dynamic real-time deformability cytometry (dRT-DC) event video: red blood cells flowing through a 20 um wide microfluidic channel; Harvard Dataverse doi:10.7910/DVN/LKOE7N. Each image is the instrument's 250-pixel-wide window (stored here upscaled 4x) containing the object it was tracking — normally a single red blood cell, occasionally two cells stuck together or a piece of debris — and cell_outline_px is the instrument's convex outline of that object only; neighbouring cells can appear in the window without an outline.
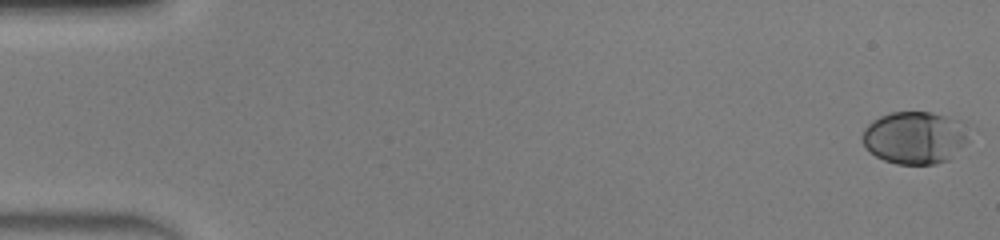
{"species": "human", "species_latin": "Homo sapiens", "temperature_condition": "warm", "stored_images_in_passage": 49, "camera_frame_rate_fps": 3000, "um_per_image_px": 0.085, "donor": {"sex": "male"}, "frame": {"image": 1, "passage_image": 1, "time_ms": 0.0, "image_size_px": [1000, 240], "cell_outline_px": [[976, 128], [968, 140], [948, 160], [936, 164], [896, 164], [884, 160], [868, 152], [864, 148], [860, 136], [864, 128], [872, 120], [880, 116], [892, 112], [932, 112], [964, 120]], "centroid_in_image_um": [77.82, 11.67], "position_along_channel_um": 7.2, "area_um2": 33.76}}
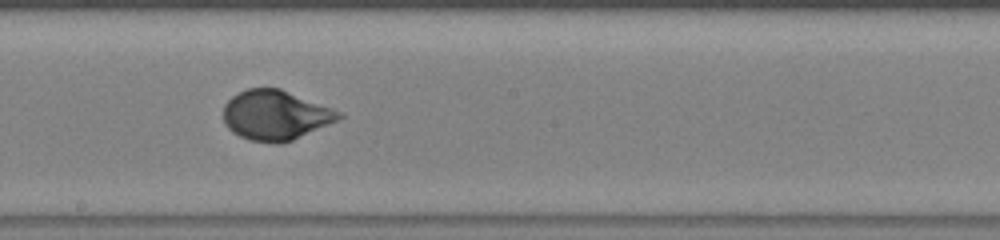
{"frame": {"image": 2, "passage_image": 28, "time_ms": 9.0, "image_size_px": [1000, 240], "cell_outline_px": [[344, 116], [336, 120], [292, 140], [280, 144], [276, 144], [252, 140], [240, 136], [232, 132], [224, 124], [224, 104], [232, 96], [248, 88], [280, 88], [344, 112]], "centroid_in_image_um": [23.41, 9.78], "position_along_channel_um": 224.8, "area_um2": 33.35}}
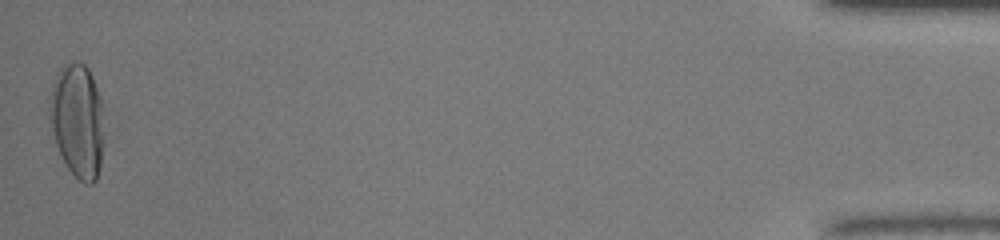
{"frame": {"image": 3, "passage_image": 49, "time_ms": 16.0, "image_size_px": [1000, 240], "cell_outline_px": [[104, 140], [100, 164], [96, 180], [92, 184], [84, 184], [68, 168], [56, 144], [48, 116], [48, 100], [52, 84], [56, 72], [64, 64], [72, 60], [84, 64], [88, 68], [92, 76], [100, 96], [104, 132]], "centroid_in_image_um": [6.57, 10.21], "position_along_channel_um": 428.6, "area_um2": 36.59}, "authors_computed_cell_mechanics": {"area_um2": 32.368, "velocity_mm_per_s": 4.2418, "shape_relaxation_time_tau1_ms": 3.5108, "shape_relaxation_time_tau2_ms": null, "deformation_change_tau1": 0.2051, "deformation_change_tau2": null}}